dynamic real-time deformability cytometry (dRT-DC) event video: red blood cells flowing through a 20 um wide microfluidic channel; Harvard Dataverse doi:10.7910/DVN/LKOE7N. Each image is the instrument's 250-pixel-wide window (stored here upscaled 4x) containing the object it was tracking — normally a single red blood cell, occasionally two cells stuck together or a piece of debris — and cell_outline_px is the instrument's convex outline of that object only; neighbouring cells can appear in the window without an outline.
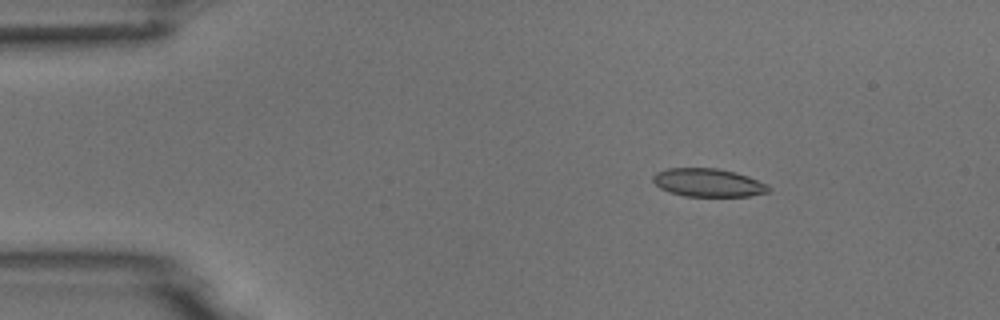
{"species": "common noctule bat (a hibernating species)", "species_latin": "Nyctalus noctula", "temperature_condition": "room temperature", "stored_images_in_passage": 4, "camera_frame_rate_fps": 3000, "um_per_image_px": 0.085, "animal": {"sex": "male", "body_mass_g": 18.8}, "frame": {"image": 1, "passage_image": 2, "time_ms": 2.333, "image_size_px": [1000, 320], "cell_outline_px": [[772, 188], [768, 192], [748, 196], [684, 196], [668, 192], [660, 188], [652, 180], [652, 176], [656, 172], [664, 168], [716, 168], [736, 172], [748, 176], [768, 184]], "centroid_in_image_um": [60.18, 15.52], "position_along_channel_um": 24.8, "area_um2": 19.19}}